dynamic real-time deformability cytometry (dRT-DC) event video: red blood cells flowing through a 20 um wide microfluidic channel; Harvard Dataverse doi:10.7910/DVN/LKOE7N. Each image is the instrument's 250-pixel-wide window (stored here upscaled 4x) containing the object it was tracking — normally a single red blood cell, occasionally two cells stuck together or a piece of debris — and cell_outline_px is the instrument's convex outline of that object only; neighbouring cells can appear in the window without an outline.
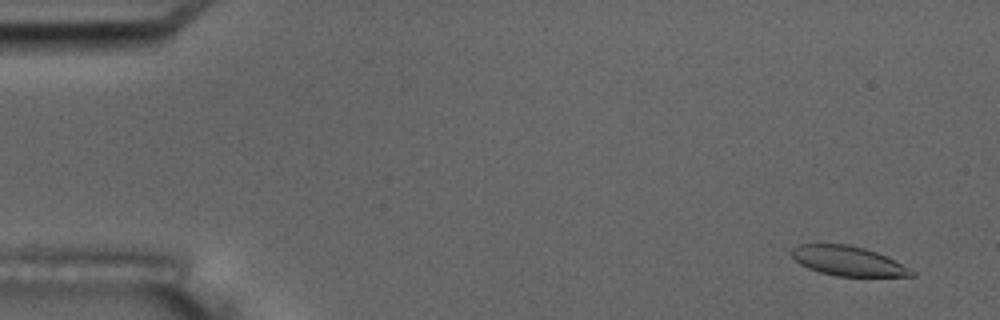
{"species": "common noctule bat (a hibernating species)", "species_latin": "Nyctalus noctula", "temperature_condition": "room temperature", "stored_images_in_passage": 5, "camera_frame_rate_fps": 3000, "um_per_image_px": 0.085, "animal": {"sex": "male", "body_mass_g": 17.5, "forearm_length_mm": 52.3}, "frame": {"image": 1, "passage_image": 2, "time_ms": 1.0, "image_size_px": [1000, 320], "cell_outline_px": [[916, 276], [836, 276], [820, 272], [808, 268], [800, 264], [788, 252], [796, 244], [848, 244], [864, 248], [876, 252], [916, 272]], "centroid_in_image_um": [72.01, 22.17], "position_along_channel_um": 13.0, "area_um2": 20.52}}